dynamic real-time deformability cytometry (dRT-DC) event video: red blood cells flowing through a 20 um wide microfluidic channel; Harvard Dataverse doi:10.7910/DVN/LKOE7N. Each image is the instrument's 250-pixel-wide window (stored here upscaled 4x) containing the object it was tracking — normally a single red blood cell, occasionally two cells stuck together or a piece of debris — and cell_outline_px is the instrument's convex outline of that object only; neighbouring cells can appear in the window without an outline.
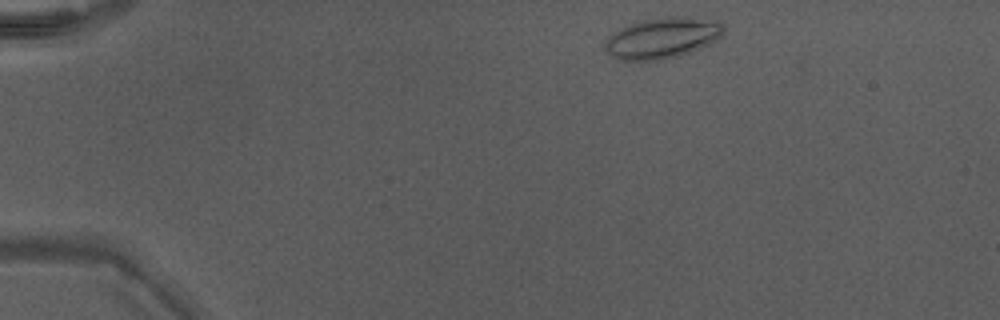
{"species": "Egyptian fruit bat (a non-hibernating species)", "species_latin": "Rousettus aegyptiacus", "temperature_condition": "warm", "stored_images_in_passage": 40, "camera_frame_rate_fps": 3000, "um_per_image_px": 0.085, "animal": {"sex": "male"}, "frame": {"image": 1, "passage_image": 1, "time_ms": 0.0, "image_size_px": [1000, 320], "cell_outline_px": [[724, 32], [716, 40], [700, 48], [676, 56], [656, 60], [620, 60], [612, 56], [604, 48], [604, 44], [616, 32], [640, 20], [668, 16], [684, 16], [724, 24]], "centroid_in_image_um": [56.3, 3.23], "position_along_channel_um": 28.7, "area_um2": 27.46}}
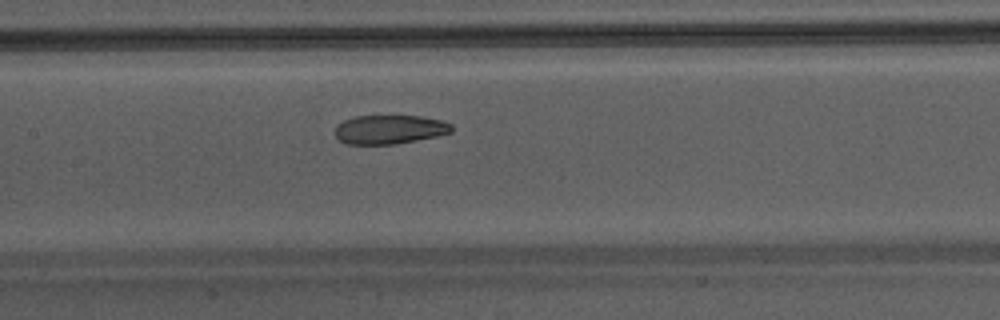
{"frame": {"image": 2, "passage_image": 17, "time_ms": 5.333, "image_size_px": [1000, 320], "cell_outline_px": [[452, 132], [436, 136], [392, 144], [344, 144], [332, 132], [336, 124], [344, 120], [356, 116], [420, 116], [440, 120], [452, 124]], "centroid_in_image_um": [33.05, 11.0], "position_along_channel_um": 174.4, "area_um2": 19.65}}
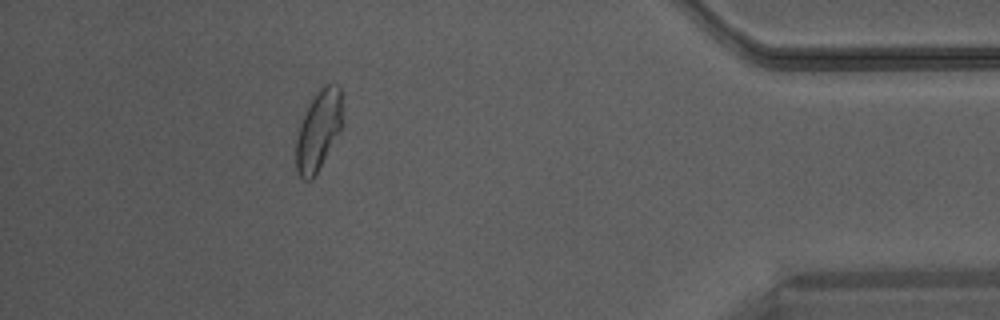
{"frame": {"image": 3, "passage_image": 36, "time_ms": 11.667, "image_size_px": [1000, 320], "cell_outline_px": [[344, 124], [340, 132], [312, 180], [304, 180], [296, 172], [296, 136], [300, 124], [316, 92], [324, 84], [340, 84]], "centroid_in_image_um": [27.1, 11.06], "position_along_channel_um": 408.1, "area_um2": 21.79}}